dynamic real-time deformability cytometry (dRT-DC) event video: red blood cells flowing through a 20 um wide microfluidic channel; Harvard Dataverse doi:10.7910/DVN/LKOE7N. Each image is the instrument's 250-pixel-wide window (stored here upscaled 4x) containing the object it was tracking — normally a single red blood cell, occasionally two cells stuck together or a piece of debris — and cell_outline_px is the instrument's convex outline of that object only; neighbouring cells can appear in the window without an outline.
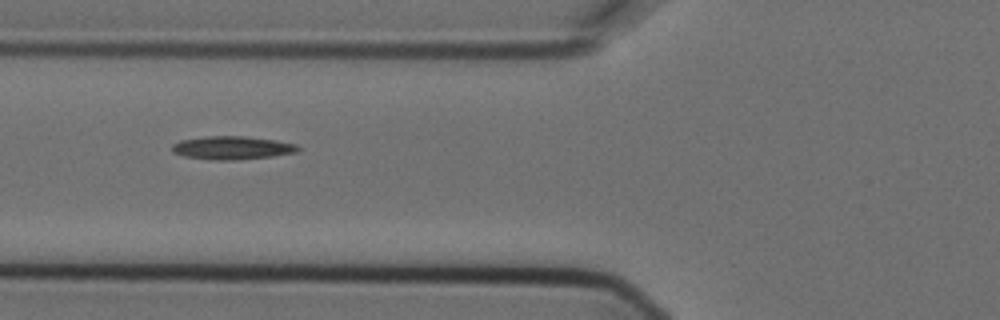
{"species": "Egyptian fruit bat (a non-hibernating species)", "species_latin": "Rousettus aegyptiacus", "temperature_condition": "cold", "stored_images_in_passage": 3, "camera_frame_rate_fps": 3000, "um_per_image_px": 0.085, "animal": {"sex": "female"}, "frame": {"image": 1, "passage_image": 3, "time_ms": 0.667, "image_size_px": [1000, 320], "cell_outline_px": [[300, 148], [296, 152], [272, 156], [236, 160], [208, 160], [184, 156], [172, 152], [172, 144], [180, 140], [208, 136], [244, 136], [276, 140], [296, 144]], "centroid_in_image_um": [19.7, 12.56], "position_along_channel_um": 106.1, "area_um2": 17.11}}